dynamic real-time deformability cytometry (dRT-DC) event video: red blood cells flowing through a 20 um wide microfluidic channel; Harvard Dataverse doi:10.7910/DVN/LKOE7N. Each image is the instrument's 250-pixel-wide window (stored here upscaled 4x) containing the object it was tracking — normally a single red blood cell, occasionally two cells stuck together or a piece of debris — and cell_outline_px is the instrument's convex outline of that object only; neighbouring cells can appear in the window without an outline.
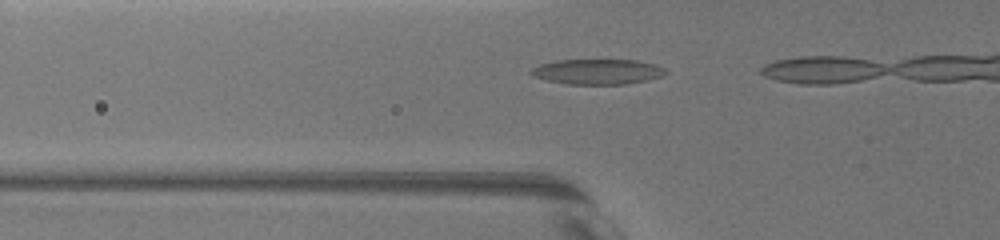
{"species": "common noctule bat (a hibernating species)", "species_latin": "Nyctalus noctula", "temperature_condition": "warm", "stored_images_in_passage": 4, "camera_frame_rate_fps": 3000, "um_per_image_px": 0.085, "animal": {"sex": "female", "body_mass_g": 19.5, "forearm_length_mm": 54.1}, "frame": {"image": 1, "passage_image": 2, "time_ms": 0.667, "image_size_px": [1000, 240], "cell_outline_px": [[668, 72], [664, 76], [648, 80], [628, 84], [568, 84], [548, 80], [532, 76], [528, 72], [532, 68], [540, 64], [556, 60], [636, 60], [656, 64], [664, 68]], "centroid_in_image_um": [50.82, 6.09], "position_along_channel_um": 75.0, "area_um2": 19.94}}